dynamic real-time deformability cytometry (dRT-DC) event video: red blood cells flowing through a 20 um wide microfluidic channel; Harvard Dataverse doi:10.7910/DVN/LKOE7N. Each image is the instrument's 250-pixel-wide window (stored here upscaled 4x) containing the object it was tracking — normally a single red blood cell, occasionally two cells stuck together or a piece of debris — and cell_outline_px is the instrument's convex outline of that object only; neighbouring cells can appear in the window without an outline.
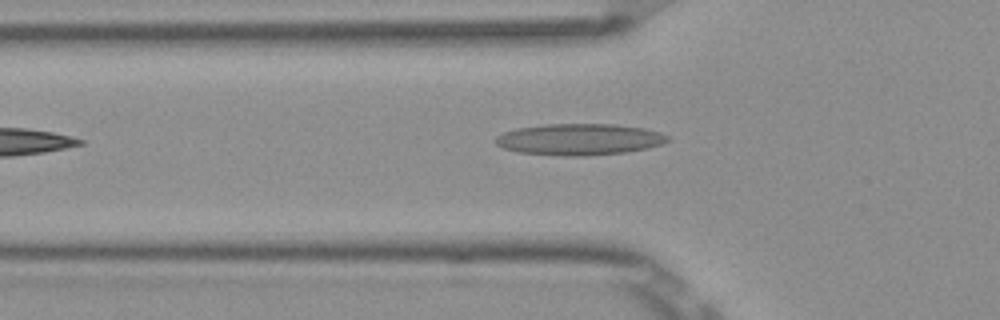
{"species": "Egyptian fruit bat (a non-hibernating species)", "species_latin": "Rousettus aegyptiacus", "temperature_condition": "room temperature", "stored_images_in_passage": 5, "camera_frame_rate_fps": 3000, "um_per_image_px": 0.085, "frame": {"image": 1, "passage_image": 5, "time_ms": 1.333, "image_size_px": [1000, 320], "cell_outline_px": [[672, 140], [648, 148], [628, 152], [580, 156], [564, 156], [520, 152], [504, 148], [496, 144], [492, 140], [496, 136], [504, 132], [516, 128], [544, 124], [612, 124], [644, 128], [660, 132], [668, 136]], "centroid_in_image_um": [49.24, 11.84], "position_along_channel_um": 76.6, "area_um2": 31.62}}